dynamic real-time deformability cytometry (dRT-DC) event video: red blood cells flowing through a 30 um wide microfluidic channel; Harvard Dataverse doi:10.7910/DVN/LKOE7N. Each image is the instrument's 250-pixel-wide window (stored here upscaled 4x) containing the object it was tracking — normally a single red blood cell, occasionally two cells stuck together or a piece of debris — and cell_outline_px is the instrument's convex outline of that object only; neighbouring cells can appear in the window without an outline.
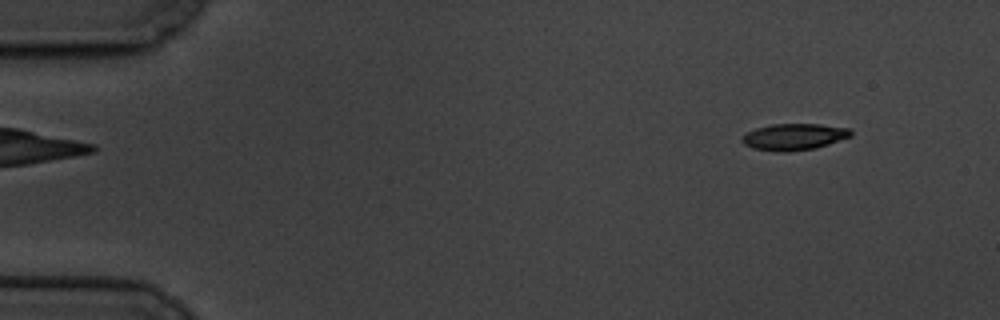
{"species": "common noctule bat (a hibernating species)", "species_latin": "Nyctalus noctula", "temperature_condition": "cold", "stored_images_in_passage": 5, "camera_frame_rate_fps": 3000, "um_per_image_px": 0.085, "animal": {"sex": "male", "body_mass_g": 19.5, "forearm_length_mm": 54.6}, "frame": {"image": 1, "passage_image": 1, "time_ms": 0.0, "image_size_px": [1000, 320], "cell_outline_px": [[852, 136], [816, 148], [788, 152], [784, 152], [752, 148], [744, 144], [740, 140], [748, 132], [756, 128], [772, 124], [820, 124], [848, 128], [852, 132]], "centroid_in_image_um": [67.5, 11.63], "position_along_channel_um": 17.5, "area_um2": 16.7}}
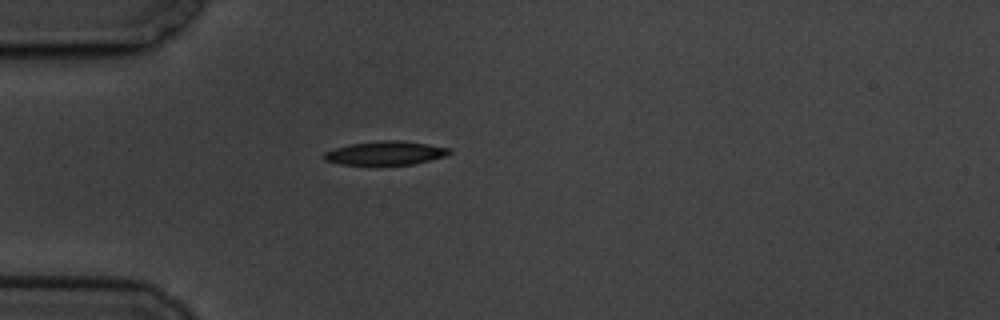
{"frame": {"image": 2, "passage_image": 4, "time_ms": 3.667, "image_size_px": [1000, 320], "cell_outline_px": [[452, 152], [444, 156], [412, 164], [372, 168], [340, 164], [324, 160], [320, 156], [324, 152], [336, 148], [352, 144], [384, 140], [396, 140], [428, 144], [448, 148]], "centroid_in_image_um": [32.66, 13.07], "position_along_channel_um": 52.3, "area_um2": 17.98}}